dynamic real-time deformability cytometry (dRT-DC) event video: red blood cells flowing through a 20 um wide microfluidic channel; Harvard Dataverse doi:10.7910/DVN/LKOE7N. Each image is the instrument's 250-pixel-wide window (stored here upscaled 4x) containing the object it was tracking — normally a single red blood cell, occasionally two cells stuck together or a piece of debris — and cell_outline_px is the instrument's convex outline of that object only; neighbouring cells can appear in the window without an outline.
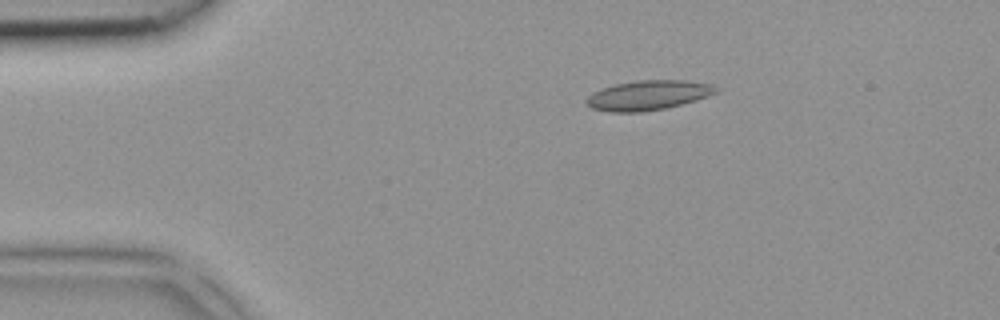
{"species": "common noctule bat (a hibernating species)", "species_latin": "Nyctalus noctula", "temperature_condition": "room temperature", "stored_images_in_passage": 2, "camera_frame_rate_fps": 3000, "um_per_image_px": 0.085, "animal": {"sex": "female", "body_mass_g": 18.4}, "frame": {"image": 1, "passage_image": 1, "time_ms": 0.0, "image_size_px": [1000, 320], "cell_outline_px": [[716, 92], [708, 96], [696, 100], [664, 108], [640, 112], [608, 112], [592, 108], [584, 100], [588, 96], [600, 88], [616, 84], [636, 80], [684, 80], [712, 84], [716, 88]], "centroid_in_image_um": [55.05, 8.09], "position_along_channel_um": 29.9, "area_um2": 22.25}}